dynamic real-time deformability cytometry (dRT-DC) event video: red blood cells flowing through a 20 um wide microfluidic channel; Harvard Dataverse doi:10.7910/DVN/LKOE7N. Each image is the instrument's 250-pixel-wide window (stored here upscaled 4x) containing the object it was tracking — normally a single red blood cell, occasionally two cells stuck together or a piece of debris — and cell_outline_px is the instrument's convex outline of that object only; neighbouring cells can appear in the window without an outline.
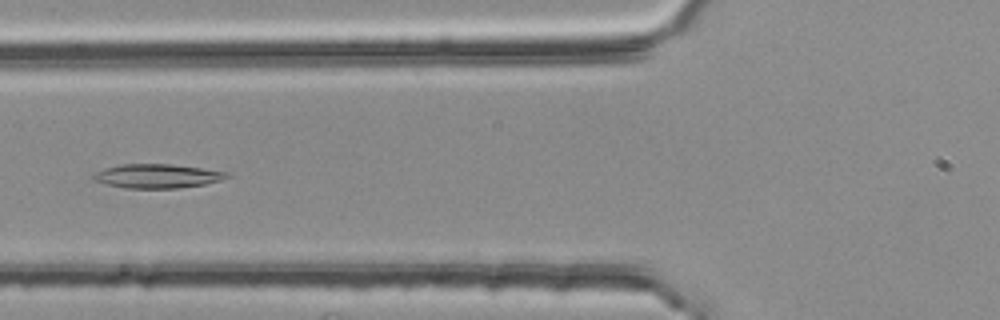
{"species": "common noctule bat (a hibernating species)", "species_latin": "Nyctalus noctula", "temperature_condition": "room temperature", "stored_images_in_passage": 53, "camera_frame_rate_fps": 3000, "um_per_image_px": 0.085, "animal": {"sex": "female", "body_mass_g": 25.1}, "frame": {"image": 1, "passage_image": 20, "time_ms": 6.333, "image_size_px": [1000, 320], "cell_outline_px": [[232, 176], [220, 180], [204, 184], [176, 188], [124, 188], [92, 180], [88, 176], [104, 168], [120, 164], [172, 164], [228, 172]], "centroid_in_image_um": [13.31, 14.96], "position_along_channel_um": 112.5, "area_um2": 18.73}}
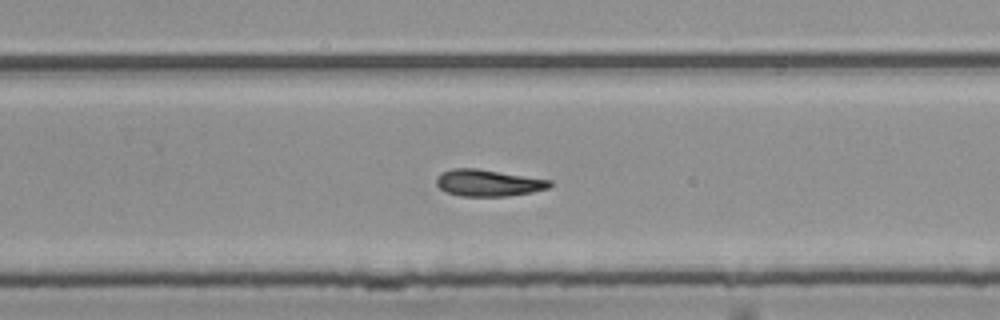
{"frame": {"image": 2, "passage_image": 34, "time_ms": 11.0, "image_size_px": [1000, 320], "cell_outline_px": [[552, 184], [548, 188], [532, 192], [508, 196], [460, 196], [448, 192], [440, 188], [436, 184], [436, 176], [440, 172], [452, 168], [476, 168], [552, 180]], "centroid_in_image_um": [41.47, 15.54], "position_along_channel_um": 288.3, "area_um2": 17.69}}
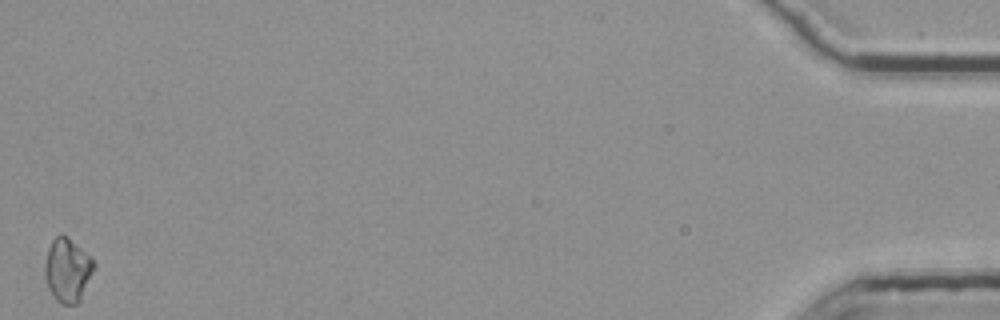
{"frame": {"image": 3, "passage_image": 53, "time_ms": 17.333, "image_size_px": [1000, 320], "cell_outline_px": [[96, 268], [80, 300], [76, 304], [60, 304], [56, 300], [48, 288], [44, 276], [44, 264], [48, 248], [52, 240], [56, 236], [68, 236], [92, 256], [96, 264]], "centroid_in_image_um": [5.76, 22.95], "position_along_channel_um": 429.4, "area_um2": 18.61}}